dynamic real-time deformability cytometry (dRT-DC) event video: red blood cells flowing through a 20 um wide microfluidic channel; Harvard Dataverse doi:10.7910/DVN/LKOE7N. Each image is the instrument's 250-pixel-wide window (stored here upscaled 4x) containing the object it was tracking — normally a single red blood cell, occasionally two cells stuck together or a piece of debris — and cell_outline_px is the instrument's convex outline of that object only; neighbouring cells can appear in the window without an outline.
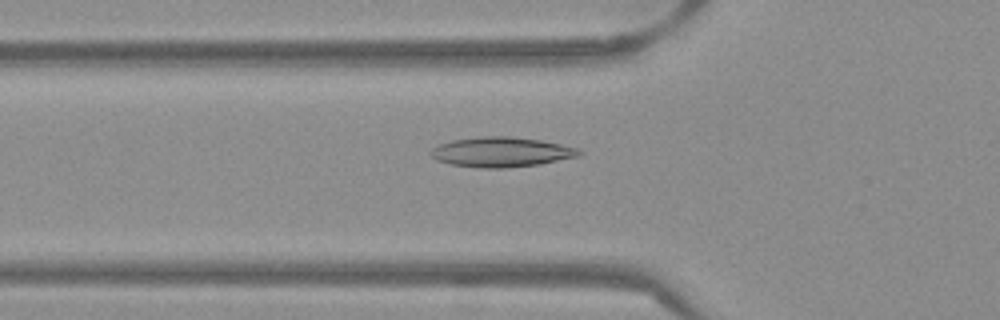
{"species": "Egyptian fruit bat (a non-hibernating species)", "species_latin": "Rousettus aegyptiacus", "temperature_condition": "warm", "stored_images_in_passage": 52, "camera_frame_rate_fps": 3000, "um_per_image_px": 0.085, "frame": {"image": 1, "passage_image": 18, "time_ms": 5.667, "image_size_px": [1000, 320], "cell_outline_px": [[584, 152], [580, 156], [540, 164], [504, 168], [480, 168], [448, 164], [436, 160], [428, 152], [432, 148], [440, 144], [452, 140], [484, 136], [508, 136], [540, 140], [580, 148]], "centroid_in_image_um": [42.62, 12.93], "position_along_channel_um": 83.2, "area_um2": 26.01}}
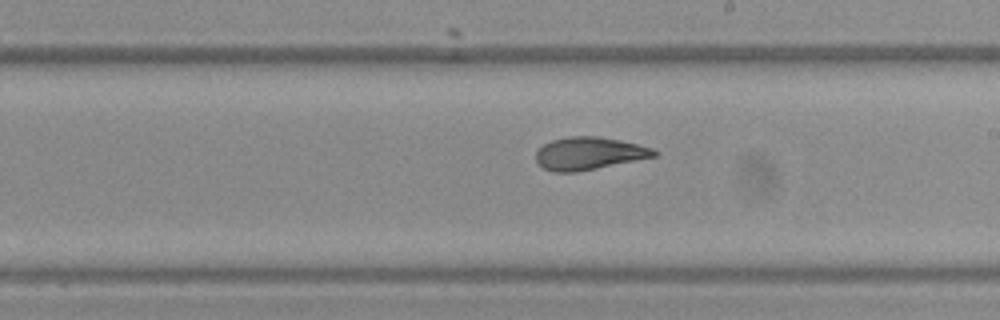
{"frame": {"image": 2, "passage_image": 30, "time_ms": 9.667, "image_size_px": [1000, 320], "cell_outline_px": [[660, 152], [656, 156], [576, 172], [552, 172], [544, 168], [536, 160], [536, 152], [544, 144], [552, 140], [568, 136], [596, 136], [620, 140], [652, 148]], "centroid_in_image_um": [50.06, 13.04], "position_along_channel_um": 238.9, "area_um2": 22.25}}
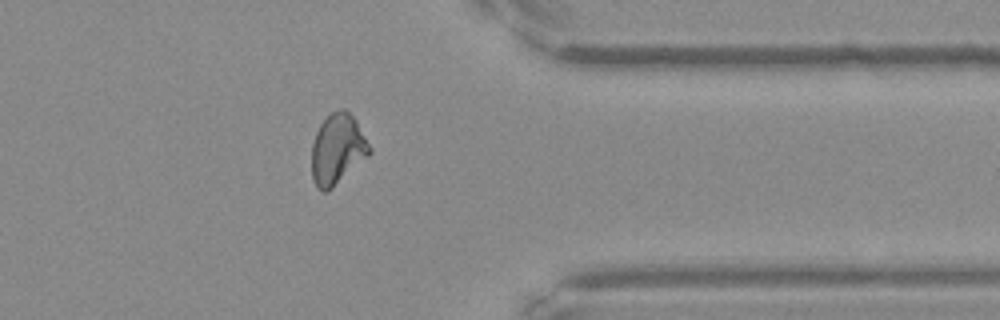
{"frame": {"image": 3, "passage_image": 42, "time_ms": 13.667, "image_size_px": [1000, 320], "cell_outline_px": [[372, 152], [368, 156], [328, 192], [320, 192], [316, 188], [312, 176], [312, 144], [316, 132], [320, 124], [332, 112], [340, 108], [344, 108], [356, 120], [372, 148]], "centroid_in_image_um": [28.68, 12.7], "position_along_channel_um": 382.7, "area_um2": 23.81}, "authors_computed_cell_mechanics": {"area_um2": 23.8714, "velocity_mm_per_s": 3.8681, "shape_relaxation_time_tau1_ms": null, "shape_relaxation_time_tau2_ms": 1.4394, "deformation_change_tau1": null, "deformation_change_tau2": 0.0769}}